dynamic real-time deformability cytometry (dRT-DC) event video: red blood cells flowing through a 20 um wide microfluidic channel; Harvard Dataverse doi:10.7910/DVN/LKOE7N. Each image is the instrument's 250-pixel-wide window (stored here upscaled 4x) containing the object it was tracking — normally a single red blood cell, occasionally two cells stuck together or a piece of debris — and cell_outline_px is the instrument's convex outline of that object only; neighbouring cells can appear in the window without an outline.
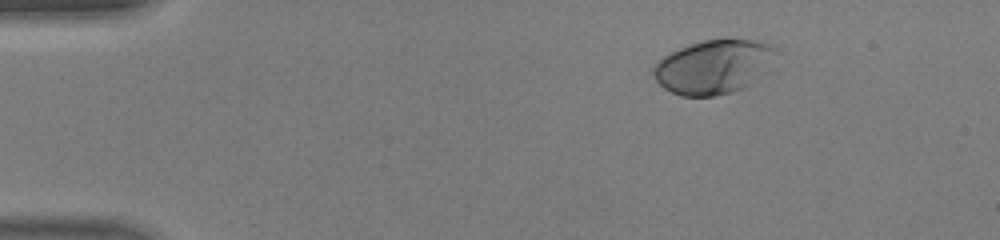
{"species": "human", "species_latin": "Homo sapiens", "temperature_condition": "warm", "stored_images_in_passage": 41, "camera_frame_rate_fps": 3000, "um_per_image_px": 0.085, "donor": {"sex": "male"}, "frame": {"image": 1, "passage_image": 1, "time_ms": 0.0, "image_size_px": [1000, 240], "cell_outline_px": [[780, 52], [740, 88], [732, 92], [712, 96], [680, 96], [664, 88], [652, 76], [652, 68], [664, 56], [680, 48], [704, 40], [724, 36], [728, 36], [752, 40], [776, 48]], "centroid_in_image_um": [60.56, 5.63], "position_along_channel_um": 24.4, "area_um2": 37.74}}
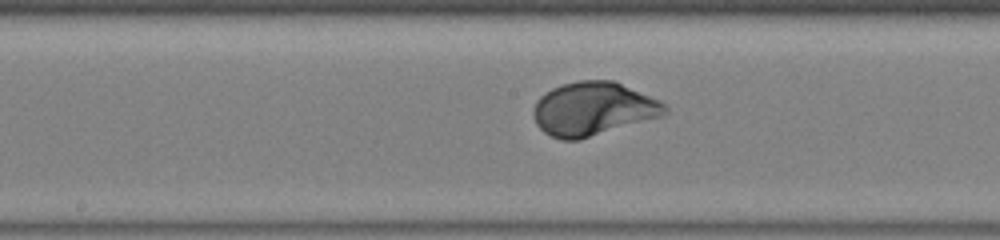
{"frame": {"image": 2, "passage_image": 19, "time_ms": 6.0, "image_size_px": [1000, 240], "cell_outline_px": [[668, 112], [664, 116], [580, 140], [560, 140], [544, 132], [536, 124], [532, 112], [532, 108], [536, 100], [540, 96], [552, 88], [564, 84], [580, 80], [612, 80], [660, 100], [668, 108]], "centroid_in_image_um": [50.42, 9.27], "position_along_channel_um": 197.8, "area_um2": 41.27}}
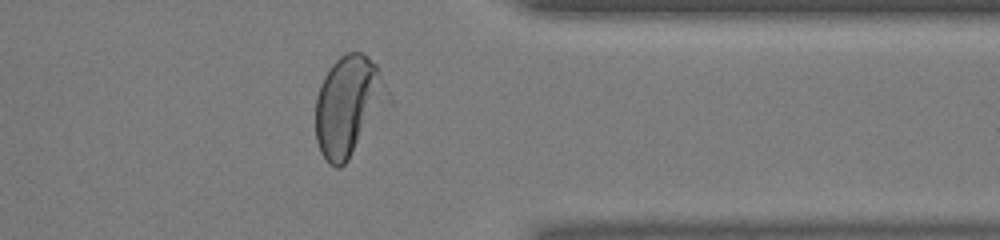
{"frame": {"image": 3, "passage_image": 32, "time_ms": 10.333, "image_size_px": [1000, 240], "cell_outline_px": [[376, 72], [372, 92], [356, 140], [348, 160], [340, 168], [336, 168], [328, 164], [320, 152], [316, 140], [316, 96], [320, 84], [324, 76], [332, 64], [340, 56], [348, 52], [364, 52], [376, 64]], "centroid_in_image_um": [29.17, 8.97], "position_along_channel_um": 382.2, "area_um2": 35.14}}